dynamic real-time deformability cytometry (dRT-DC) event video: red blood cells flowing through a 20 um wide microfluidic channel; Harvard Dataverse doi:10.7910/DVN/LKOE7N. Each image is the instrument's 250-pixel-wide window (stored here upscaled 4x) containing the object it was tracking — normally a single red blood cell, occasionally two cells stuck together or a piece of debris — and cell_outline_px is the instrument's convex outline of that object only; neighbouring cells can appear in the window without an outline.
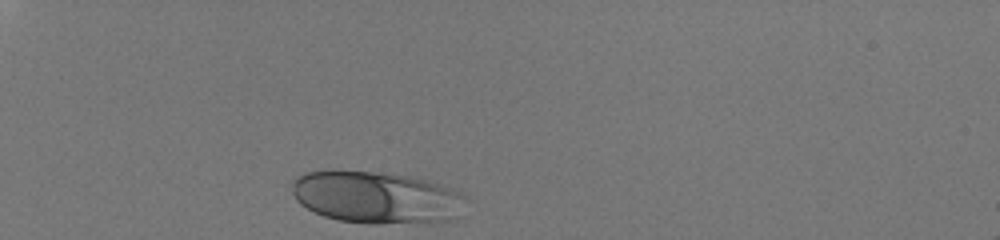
{"species": "human", "species_latin": "Homo sapiens", "temperature_condition": "room temperature", "stored_images_in_passage": 30, "camera_frame_rate_fps": 3000, "um_per_image_px": 0.085, "donor": {"sex": "male"}, "frame": {"image": 1, "passage_image": 1, "time_ms": 0.0, "image_size_px": [1000, 240], "cell_outline_px": [[464, 196], [460, 220], [380, 224], [372, 224], [340, 220], [324, 216], [300, 204], [296, 200], [292, 192], [292, 180], [296, 176], [304, 172], [372, 172], [408, 176], [428, 180], [452, 188], [460, 192]], "centroid_in_image_um": [32.03, 16.8], "position_along_channel_um": 53.0, "area_um2": 52.54}}
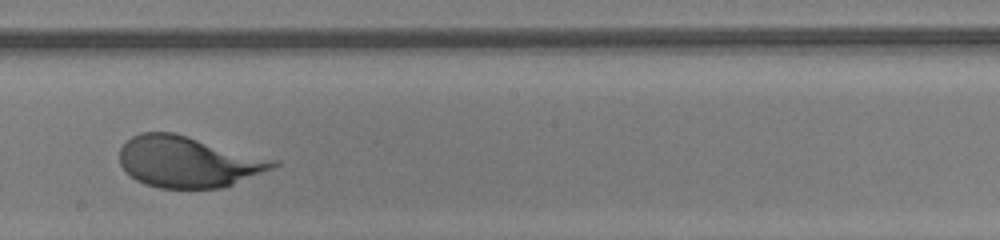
{"frame": {"image": 2, "passage_image": 18, "time_ms": 5.667, "image_size_px": [1000, 240], "cell_outline_px": [[280, 164], [272, 168], [224, 188], [160, 188], [144, 184], [136, 180], [120, 164], [120, 148], [132, 136], [140, 132], [172, 132], [280, 160]], "centroid_in_image_um": [16.01, 13.75], "position_along_channel_um": 232.2, "area_um2": 45.66}}
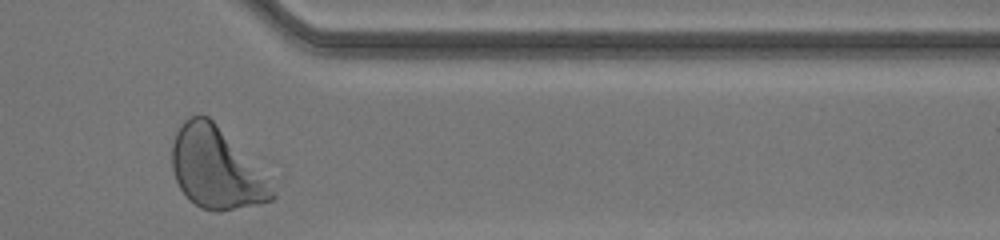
{"frame": {"image": 3, "passage_image": 30, "time_ms": 9.667, "image_size_px": [1000, 240], "cell_outline_px": [[276, 196], [272, 200], [260, 204], [216, 212], [200, 208], [180, 188], [176, 180], [172, 168], [172, 144], [176, 132], [180, 124], [188, 116], [208, 116], [216, 124], [276, 192]], "centroid_in_image_um": [18.29, 14.32], "position_along_channel_um": 393.1, "area_um2": 45.78}}